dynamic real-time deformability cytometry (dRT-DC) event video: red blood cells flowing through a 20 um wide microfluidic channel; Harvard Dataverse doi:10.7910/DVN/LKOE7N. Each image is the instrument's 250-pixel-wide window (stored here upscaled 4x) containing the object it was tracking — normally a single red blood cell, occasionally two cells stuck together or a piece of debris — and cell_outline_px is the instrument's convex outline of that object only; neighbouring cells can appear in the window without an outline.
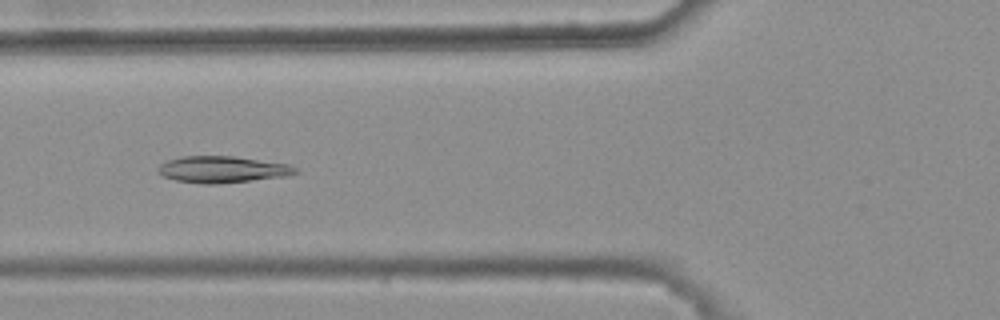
{"species": "common noctule bat (a hibernating species)", "species_latin": "Nyctalus noctula", "temperature_condition": "warm", "stored_images_in_passage": 47, "camera_frame_rate_fps": 3000, "um_per_image_px": 0.085, "animal": {"sex": "female", "body_mass_g": 25.1}, "frame": {"image": 1, "passage_image": 20, "time_ms": 6.333, "image_size_px": [1000, 320], "cell_outline_px": [[300, 172], [288, 176], [216, 184], [204, 184], [176, 180], [164, 176], [156, 172], [156, 168], [160, 164], [168, 160], [184, 156], [236, 156], [292, 164], [300, 168]], "centroid_in_image_um": [18.98, 14.39], "position_along_channel_um": 106.8, "area_um2": 21.62}}
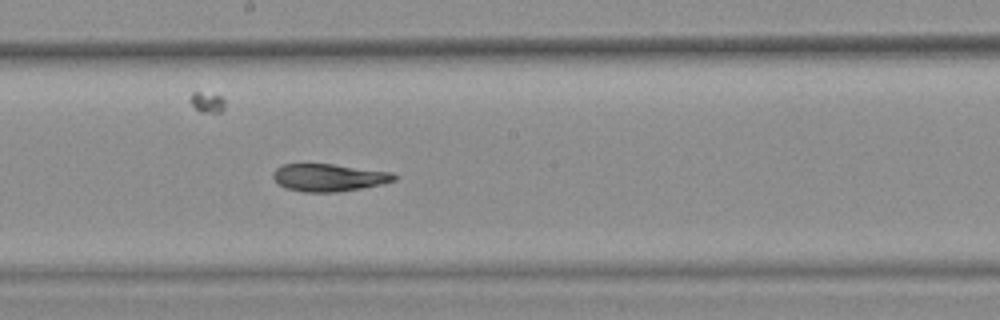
{"frame": {"image": 2, "passage_image": 29, "time_ms": 9.333, "image_size_px": [1000, 320], "cell_outline_px": [[396, 180], [380, 184], [360, 188], [336, 192], [304, 192], [288, 188], [276, 184], [272, 176], [272, 172], [276, 168], [284, 164], [332, 164], [392, 172], [396, 176]], "centroid_in_image_um": [27.9, 15.09], "position_along_channel_um": 220.3, "area_um2": 19.31}}
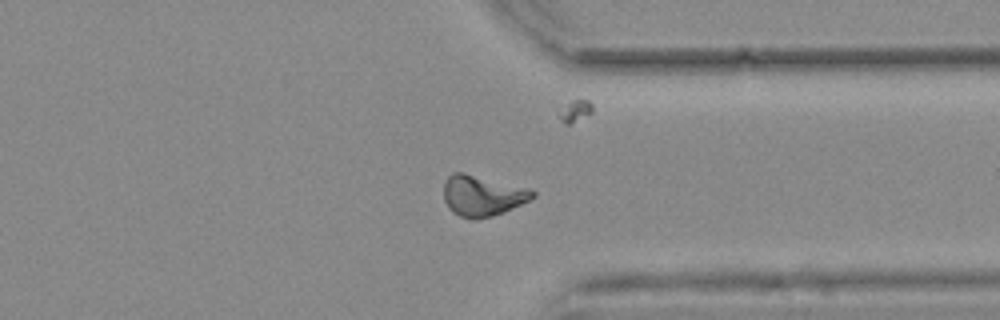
{"frame": {"image": 3, "passage_image": 41, "time_ms": 13.333, "image_size_px": [1000, 320], "cell_outline_px": [[536, 196], [520, 204], [492, 216], [460, 216], [452, 212], [448, 208], [444, 200], [444, 180], [452, 172], [464, 172], [532, 188], [536, 192]], "centroid_in_image_um": [41.0, 16.56], "position_along_channel_um": 370.4, "area_um2": 20.87}, "authors_computed_cell_mechanics": {"area_um2": 20.23, "velocity_mm_per_s": 3.7819, "shape_relaxation_time_tau1_ms": 7.0988, "shape_relaxation_time_tau2_ms": 3.4924, "deformation_change_tau1": 0.1878, "deformation_change_tau2": 0.0992}}